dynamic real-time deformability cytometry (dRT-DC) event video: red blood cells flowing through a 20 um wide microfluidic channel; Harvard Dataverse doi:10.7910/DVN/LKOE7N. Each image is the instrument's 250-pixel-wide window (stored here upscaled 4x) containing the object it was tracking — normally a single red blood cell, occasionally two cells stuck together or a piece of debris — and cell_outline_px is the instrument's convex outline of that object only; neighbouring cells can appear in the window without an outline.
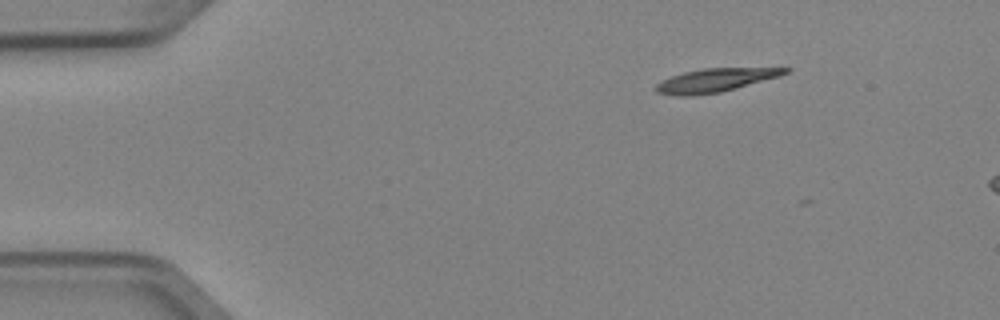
{"species": "Egyptian fruit bat (a non-hibernating species)", "species_latin": "Rousettus aegyptiacus", "temperature_condition": "cold", "stored_images_in_passage": 3, "camera_frame_rate_fps": 3000, "um_per_image_px": 0.085, "animal": {"sex": "female"}, "frame": {"image": 1, "passage_image": 1, "time_ms": 0.0, "image_size_px": [1000, 320], "cell_outline_px": [[792, 68], [788, 72], [780, 76], [720, 92], [692, 96], [676, 96], [656, 92], [656, 84], [660, 80], [684, 72], [704, 68]], "centroid_in_image_um": [60.76, 6.82], "position_along_channel_um": 24.2, "area_um2": 17.51}}